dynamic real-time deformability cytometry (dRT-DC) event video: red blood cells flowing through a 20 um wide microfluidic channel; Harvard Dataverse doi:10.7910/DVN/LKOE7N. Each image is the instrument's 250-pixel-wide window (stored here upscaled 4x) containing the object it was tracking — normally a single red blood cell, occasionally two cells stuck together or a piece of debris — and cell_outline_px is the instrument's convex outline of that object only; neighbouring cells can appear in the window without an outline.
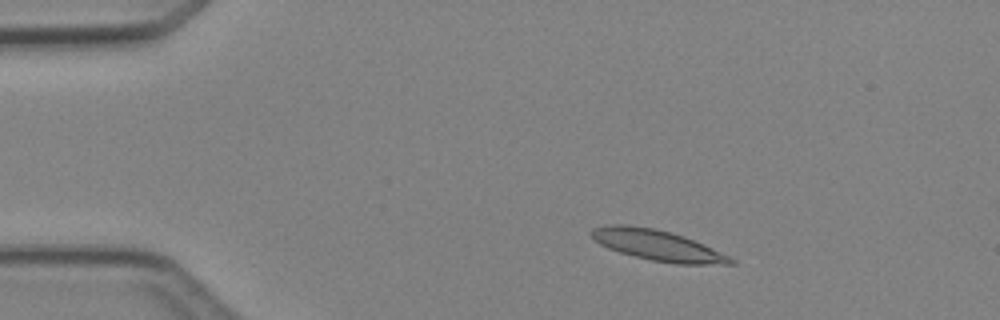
{"species": "Egyptian fruit bat (a non-hibernating species)", "species_latin": "Rousettus aegyptiacus", "temperature_condition": "cold", "stored_images_in_passage": 3, "camera_frame_rate_fps": 3000, "um_per_image_px": 0.085, "animal": {"sex": "female"}, "frame": {"image": 1, "passage_image": 1, "time_ms": 0.0, "image_size_px": [1000, 320], "cell_outline_px": [[736, 264], [676, 264], [652, 260], [620, 252], [608, 248], [600, 244], [588, 232], [592, 228], [612, 224], [624, 224], [652, 228], [672, 232], [704, 244], [736, 260]], "centroid_in_image_um": [55.88, 20.84], "position_along_channel_um": 29.1, "area_um2": 24.62}}
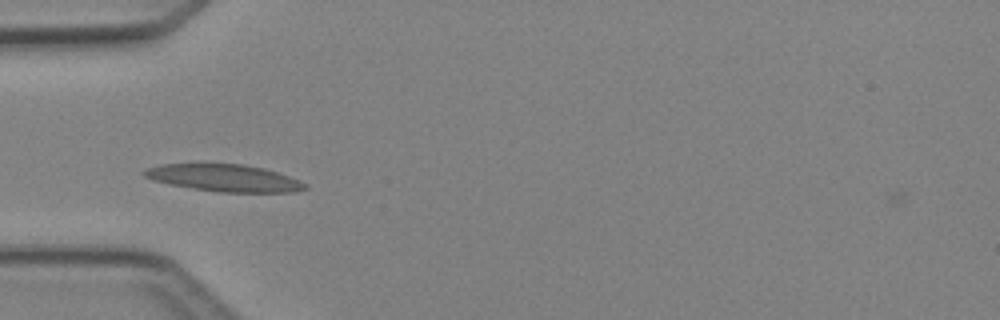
{"frame": {"image": 2, "passage_image": 3, "time_ms": 2.333, "image_size_px": [1000, 320], "cell_outline_px": [[308, 188], [296, 192], [220, 192], [168, 184], [152, 180], [144, 176], [140, 172], [148, 168], [160, 164], [196, 160], [204, 160], [244, 164], [264, 168], [300, 180], [308, 184]], "centroid_in_image_um": [18.98, 15.06], "position_along_channel_um": 66.0, "area_um2": 26.7}}